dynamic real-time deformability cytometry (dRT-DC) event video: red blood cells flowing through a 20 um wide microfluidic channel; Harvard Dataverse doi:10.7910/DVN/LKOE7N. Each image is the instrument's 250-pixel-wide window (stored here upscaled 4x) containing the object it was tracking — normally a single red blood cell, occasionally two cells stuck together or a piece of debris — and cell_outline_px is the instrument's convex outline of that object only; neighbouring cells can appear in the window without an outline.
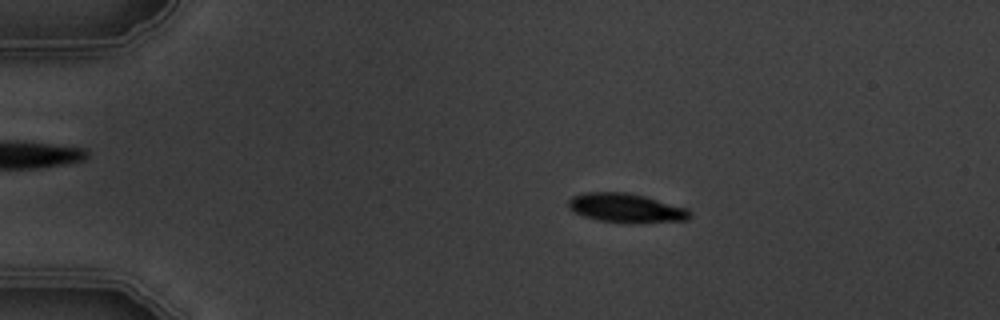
{"species": "common noctule bat (a hibernating species)", "species_latin": "Nyctalus noctula", "temperature_condition": "warm", "stored_images_in_passage": 5, "camera_frame_rate_fps": 3000, "um_per_image_px": 0.085, "animal": {"sex": "male", "body_mass_g": 19.5, "forearm_length_mm": 54.6}, "frame": {"image": 1, "passage_image": 2, "time_ms": 1.333, "image_size_px": [1000, 320], "cell_outline_px": [[692, 216], [688, 220], [596, 220], [584, 216], [568, 208], [568, 200], [572, 196], [584, 192], [628, 192], [644, 196], [688, 208], [692, 212]], "centroid_in_image_um": [53.17, 17.62], "position_along_channel_um": 31.8, "area_um2": 19.65}}
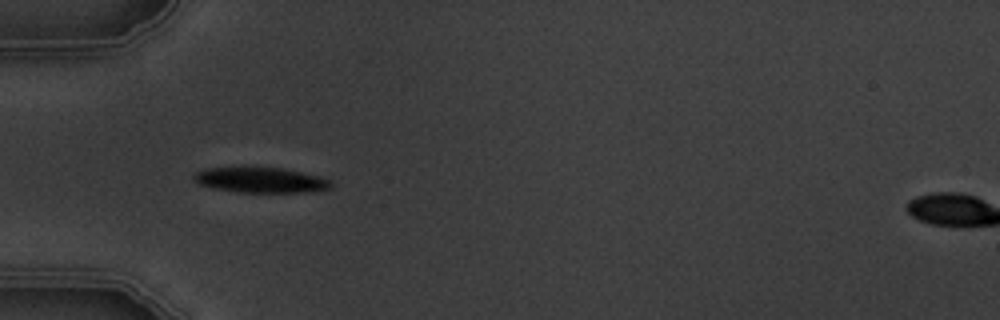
{"frame": {"image": 2, "passage_image": 4, "time_ms": 3.667, "image_size_px": [1000, 320], "cell_outline_px": [[332, 188], [312, 192], [236, 192], [216, 188], [200, 184], [192, 180], [192, 172], [208, 168], [244, 164], [280, 168], [320, 176], [332, 180]], "centroid_in_image_um": [22.1, 15.26], "position_along_channel_um": 62.9, "area_um2": 21.21}}